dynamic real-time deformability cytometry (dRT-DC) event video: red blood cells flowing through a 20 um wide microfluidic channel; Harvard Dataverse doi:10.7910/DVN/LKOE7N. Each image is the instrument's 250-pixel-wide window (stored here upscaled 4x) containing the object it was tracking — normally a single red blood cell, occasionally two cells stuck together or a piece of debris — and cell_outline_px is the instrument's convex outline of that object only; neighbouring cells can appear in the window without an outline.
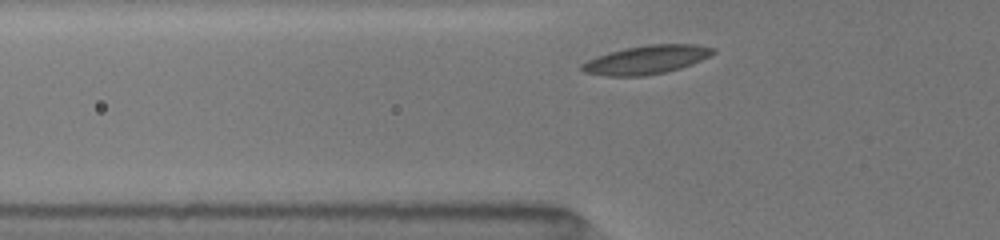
{"species": "common noctule bat (a hibernating species)", "species_latin": "Nyctalus noctula", "temperature_condition": "room temperature", "stored_images_in_passage": 5, "camera_frame_rate_fps": 3000, "um_per_image_px": 0.085, "animal": {"sex": "female", "body_mass_g": 19.5, "forearm_length_mm": 54.1}, "frame": {"image": 1, "passage_image": 3, "time_ms": 0.667, "image_size_px": [1000, 240], "cell_outline_px": [[716, 52], [692, 64], [680, 68], [664, 72], [644, 76], [608, 76], [584, 72], [580, 68], [580, 64], [596, 56], [608, 52], [648, 44], [696, 44], [716, 48]], "centroid_in_image_um": [54.94, 5.07], "position_along_channel_um": 70.9, "area_um2": 21.79}}